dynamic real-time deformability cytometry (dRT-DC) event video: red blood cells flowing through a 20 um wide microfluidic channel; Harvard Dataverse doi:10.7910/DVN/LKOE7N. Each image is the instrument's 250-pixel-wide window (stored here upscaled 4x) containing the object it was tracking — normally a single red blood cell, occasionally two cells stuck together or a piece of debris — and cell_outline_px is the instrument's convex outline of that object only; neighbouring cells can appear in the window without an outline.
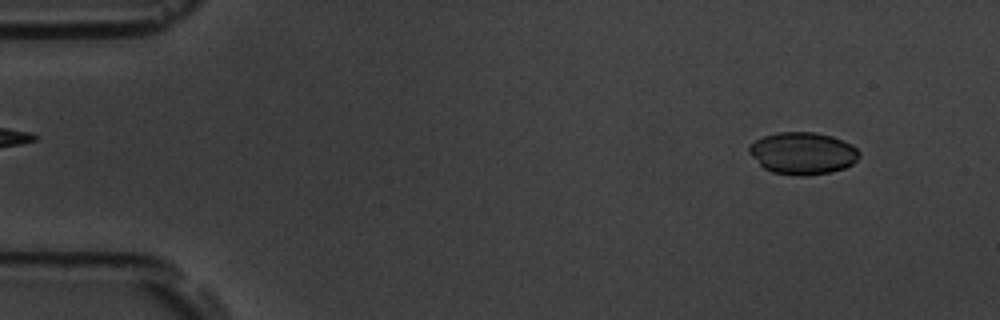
{"species": "common noctule bat (a hibernating species)", "species_latin": "Nyctalus noctula", "temperature_condition": "room temperature", "stored_images_in_passage": 56, "camera_frame_rate_fps": 3000, "um_per_image_px": 0.085, "animal": {"sex": "male", "body_mass_g": 19.5, "forearm_length_mm": 54.6}, "frame": {"image": 1, "passage_image": 5, "time_ms": 1.333, "image_size_px": [1000, 320], "cell_outline_px": [[860, 156], [852, 164], [844, 168], [832, 172], [804, 176], [796, 176], [772, 172], [764, 168], [748, 152], [748, 148], [756, 140], [764, 136], [776, 132], [816, 132], [832, 136], [852, 144], [860, 152]], "centroid_in_image_um": [68.25, 13.03], "position_along_channel_um": 16.8, "area_um2": 27.11}}
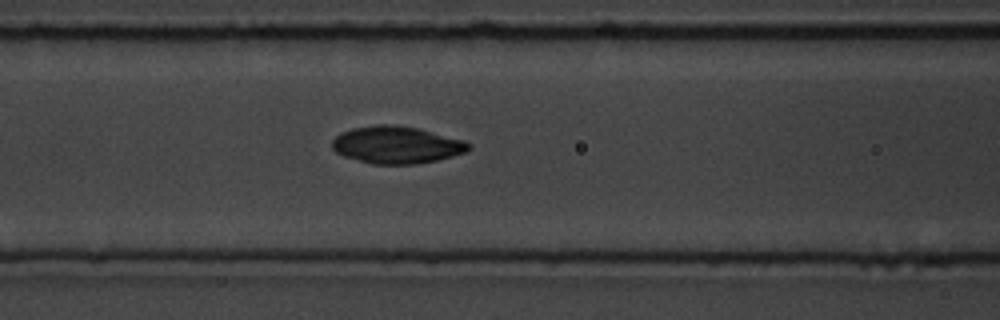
{"frame": {"image": 2, "passage_image": 23, "time_ms": 7.333, "image_size_px": [1000, 320], "cell_outline_px": [[472, 148], [468, 152], [436, 160], [416, 164], [372, 164], [344, 156], [336, 152], [332, 148], [332, 140], [340, 132], [352, 128], [376, 124], [392, 124], [416, 128], [464, 140], [472, 144]], "centroid_in_image_um": [33.71, 12.31], "position_along_channel_um": 132.9, "area_um2": 29.71}}
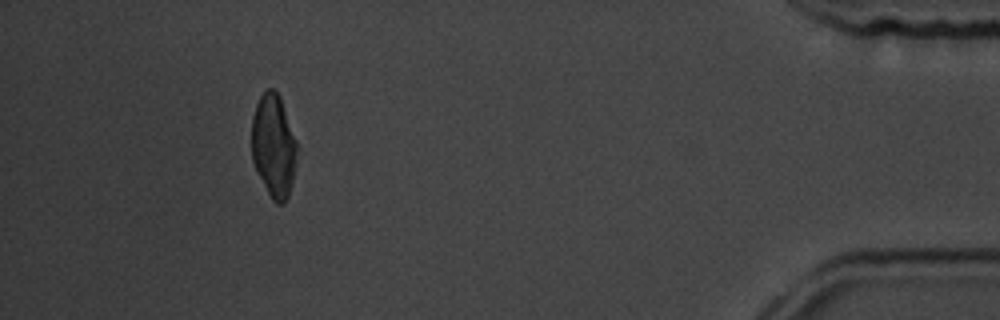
{"frame": {"image": 3, "passage_image": 51, "time_ms": 16.667, "image_size_px": [1000, 320], "cell_outline_px": [[296, 152], [292, 180], [288, 196], [284, 204], [276, 204], [272, 200], [252, 160], [252, 116], [256, 104], [260, 96], [268, 88], [272, 88], [280, 96], [296, 140]], "centroid_in_image_um": [23.24, 12.37], "position_along_channel_um": 412.0, "area_um2": 26.76}, "authors_computed_cell_mechanics": {"area_um2": 28.4665, "velocity_mm_per_s": 3.6502, "shape_relaxation_time_tau1_ms": 3.0489, "shape_relaxation_time_tau2_ms": null, "deformation_change_tau1": 0.0633, "deformation_change_tau2": null}}